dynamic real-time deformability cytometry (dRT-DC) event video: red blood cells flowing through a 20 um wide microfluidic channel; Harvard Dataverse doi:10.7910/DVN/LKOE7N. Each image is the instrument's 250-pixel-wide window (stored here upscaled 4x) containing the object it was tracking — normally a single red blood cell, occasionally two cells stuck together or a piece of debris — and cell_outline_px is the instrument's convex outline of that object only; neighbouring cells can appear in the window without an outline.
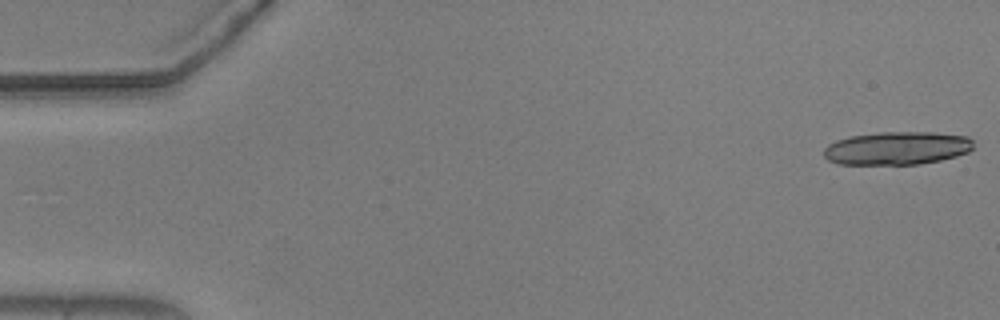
{"species": "common noctule bat (a hibernating species)", "species_latin": "Nyctalus noctula", "temperature_condition": "warm", "stored_images_in_passage": 20, "camera_frame_rate_fps": 3000, "um_per_image_px": 0.085, "animal": {"sex": "male", "body_mass_g": 20.5, "forearm_length_mm": 52.5}, "frame": {"image": 1, "passage_image": 1, "time_ms": 0.0, "image_size_px": [1000, 320], "cell_outline_px": [[972, 148], [968, 152], [956, 156], [940, 160], [920, 164], [840, 164], [828, 160], [824, 156], [824, 148], [828, 144], [836, 140], [848, 136], [880, 132], [936, 132], [968, 136], [972, 140]], "centroid_in_image_um": [76.24, 12.58], "position_along_channel_um": 8.8, "area_um2": 29.02}}
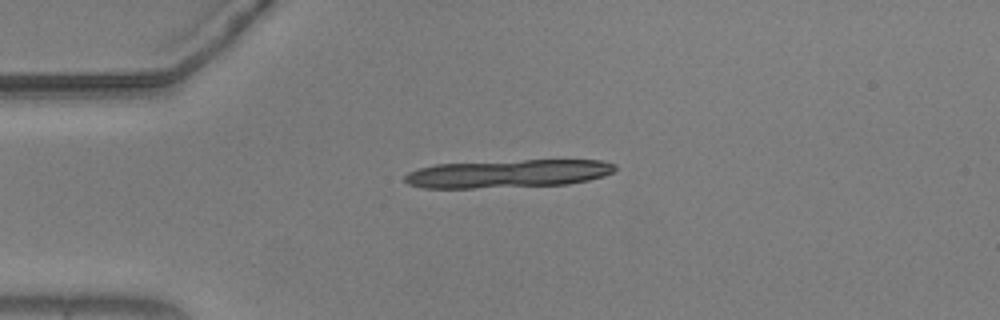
{"frame": {"image": 2, "passage_image": 13, "time_ms": 4.0, "image_size_px": [1000, 320], "cell_outline_px": [[616, 168], [612, 172], [604, 176], [588, 180], [568, 184], [472, 188], [424, 188], [408, 184], [404, 180], [404, 176], [408, 172], [420, 168], [436, 164], [524, 160], [604, 160], [616, 164]], "centroid_in_image_um": [43.18, 14.76], "position_along_channel_um": 41.8, "area_um2": 34.33}}